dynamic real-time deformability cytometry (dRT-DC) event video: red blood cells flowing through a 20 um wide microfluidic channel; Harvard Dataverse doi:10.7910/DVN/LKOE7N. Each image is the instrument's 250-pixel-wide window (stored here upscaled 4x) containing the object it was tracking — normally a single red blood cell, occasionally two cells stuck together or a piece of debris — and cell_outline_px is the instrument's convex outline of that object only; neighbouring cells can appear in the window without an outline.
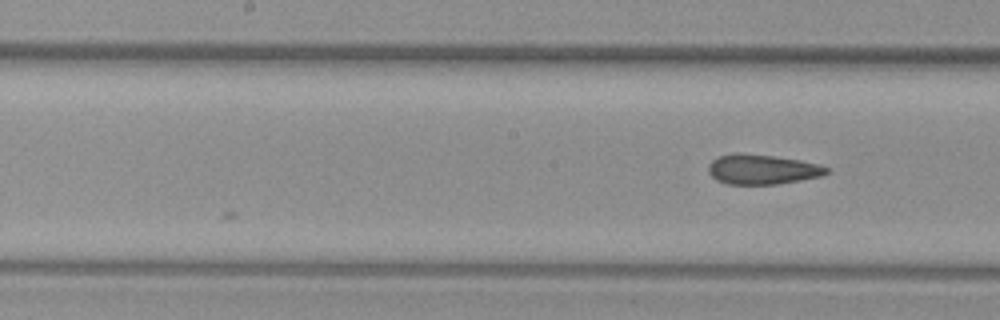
{"species": "common noctule bat (a hibernating species)", "species_latin": "Nyctalus noctula", "temperature_condition": "warm", "stored_images_in_passage": 18, "camera_frame_rate_fps": 3000, "um_per_image_px": 0.085, "animal": {"sex": "female", "body_mass_g": 29.2, "forearm_length_mm": 56.3}, "frame": {"image": 1, "passage_image": 18, "time_ms": 5.667, "image_size_px": [1000, 320], "cell_outline_px": [[828, 172], [824, 176], [776, 184], [728, 184], [716, 180], [708, 172], [708, 164], [716, 156], [736, 152], [740, 152], [776, 156], [800, 160], [820, 164], [828, 168]], "centroid_in_image_um": [64.77, 14.38], "position_along_channel_um": 183.4, "area_um2": 20.87}}